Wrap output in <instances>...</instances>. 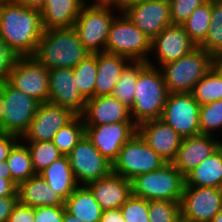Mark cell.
<instances>
[{"instance_id":"1","label":"cell","mask_w":222,"mask_h":222,"mask_svg":"<svg viewBox=\"0 0 222 222\" xmlns=\"http://www.w3.org/2000/svg\"><path fill=\"white\" fill-rule=\"evenodd\" d=\"M43 32L41 11L0 3V38L18 57H33Z\"/></svg>"},{"instance_id":"2","label":"cell","mask_w":222,"mask_h":222,"mask_svg":"<svg viewBox=\"0 0 222 222\" xmlns=\"http://www.w3.org/2000/svg\"><path fill=\"white\" fill-rule=\"evenodd\" d=\"M91 54L71 28L44 30L33 57L48 70L75 68Z\"/></svg>"},{"instance_id":"3","label":"cell","mask_w":222,"mask_h":222,"mask_svg":"<svg viewBox=\"0 0 222 222\" xmlns=\"http://www.w3.org/2000/svg\"><path fill=\"white\" fill-rule=\"evenodd\" d=\"M168 91L160 68L148 62L139 70L130 114L136 125L160 119Z\"/></svg>"},{"instance_id":"4","label":"cell","mask_w":222,"mask_h":222,"mask_svg":"<svg viewBox=\"0 0 222 222\" xmlns=\"http://www.w3.org/2000/svg\"><path fill=\"white\" fill-rule=\"evenodd\" d=\"M87 3L82 6L73 28L91 54L105 52L111 23L120 9L115 4Z\"/></svg>"},{"instance_id":"5","label":"cell","mask_w":222,"mask_h":222,"mask_svg":"<svg viewBox=\"0 0 222 222\" xmlns=\"http://www.w3.org/2000/svg\"><path fill=\"white\" fill-rule=\"evenodd\" d=\"M40 102L13 87L8 81L0 84V132L17 136L27 132Z\"/></svg>"},{"instance_id":"6","label":"cell","mask_w":222,"mask_h":222,"mask_svg":"<svg viewBox=\"0 0 222 222\" xmlns=\"http://www.w3.org/2000/svg\"><path fill=\"white\" fill-rule=\"evenodd\" d=\"M211 68L212 55L199 46L176 61L160 66L168 93H191Z\"/></svg>"},{"instance_id":"7","label":"cell","mask_w":222,"mask_h":222,"mask_svg":"<svg viewBox=\"0 0 222 222\" xmlns=\"http://www.w3.org/2000/svg\"><path fill=\"white\" fill-rule=\"evenodd\" d=\"M131 183L132 195L136 197L180 203L185 177L172 163H166L157 170L136 176Z\"/></svg>"},{"instance_id":"8","label":"cell","mask_w":222,"mask_h":222,"mask_svg":"<svg viewBox=\"0 0 222 222\" xmlns=\"http://www.w3.org/2000/svg\"><path fill=\"white\" fill-rule=\"evenodd\" d=\"M117 15L109 29L105 52L147 63L151 54V39L124 12L120 11Z\"/></svg>"},{"instance_id":"9","label":"cell","mask_w":222,"mask_h":222,"mask_svg":"<svg viewBox=\"0 0 222 222\" xmlns=\"http://www.w3.org/2000/svg\"><path fill=\"white\" fill-rule=\"evenodd\" d=\"M167 162L136 132L120 149L112 172L127 180L161 168Z\"/></svg>"},{"instance_id":"10","label":"cell","mask_w":222,"mask_h":222,"mask_svg":"<svg viewBox=\"0 0 222 222\" xmlns=\"http://www.w3.org/2000/svg\"><path fill=\"white\" fill-rule=\"evenodd\" d=\"M67 157L78 185H87L112 173V163L92 144L86 134Z\"/></svg>"},{"instance_id":"11","label":"cell","mask_w":222,"mask_h":222,"mask_svg":"<svg viewBox=\"0 0 222 222\" xmlns=\"http://www.w3.org/2000/svg\"><path fill=\"white\" fill-rule=\"evenodd\" d=\"M199 112L192 93H168L160 119L186 138L200 134Z\"/></svg>"},{"instance_id":"12","label":"cell","mask_w":222,"mask_h":222,"mask_svg":"<svg viewBox=\"0 0 222 222\" xmlns=\"http://www.w3.org/2000/svg\"><path fill=\"white\" fill-rule=\"evenodd\" d=\"M222 211V188L184 186L180 202L184 222H210Z\"/></svg>"},{"instance_id":"13","label":"cell","mask_w":222,"mask_h":222,"mask_svg":"<svg viewBox=\"0 0 222 222\" xmlns=\"http://www.w3.org/2000/svg\"><path fill=\"white\" fill-rule=\"evenodd\" d=\"M8 82L40 103L48 102V69L34 57H18L9 74Z\"/></svg>"},{"instance_id":"14","label":"cell","mask_w":222,"mask_h":222,"mask_svg":"<svg viewBox=\"0 0 222 222\" xmlns=\"http://www.w3.org/2000/svg\"><path fill=\"white\" fill-rule=\"evenodd\" d=\"M76 116L69 108L50 102L40 103L27 132L21 139L26 142L52 141L59 129Z\"/></svg>"},{"instance_id":"15","label":"cell","mask_w":222,"mask_h":222,"mask_svg":"<svg viewBox=\"0 0 222 222\" xmlns=\"http://www.w3.org/2000/svg\"><path fill=\"white\" fill-rule=\"evenodd\" d=\"M137 132L134 122L104 125H85V134L92 144L111 163L117 158L121 147Z\"/></svg>"},{"instance_id":"16","label":"cell","mask_w":222,"mask_h":222,"mask_svg":"<svg viewBox=\"0 0 222 222\" xmlns=\"http://www.w3.org/2000/svg\"><path fill=\"white\" fill-rule=\"evenodd\" d=\"M151 41L171 25L169 0H149L128 6L123 11Z\"/></svg>"},{"instance_id":"17","label":"cell","mask_w":222,"mask_h":222,"mask_svg":"<svg viewBox=\"0 0 222 222\" xmlns=\"http://www.w3.org/2000/svg\"><path fill=\"white\" fill-rule=\"evenodd\" d=\"M197 47L184 27L171 24L162 30L151 41V54L155 56L159 66L176 61Z\"/></svg>"},{"instance_id":"18","label":"cell","mask_w":222,"mask_h":222,"mask_svg":"<svg viewBox=\"0 0 222 222\" xmlns=\"http://www.w3.org/2000/svg\"><path fill=\"white\" fill-rule=\"evenodd\" d=\"M49 73L48 102L69 108L76 115L84 111L87 99L79 92L71 68H54Z\"/></svg>"},{"instance_id":"19","label":"cell","mask_w":222,"mask_h":222,"mask_svg":"<svg viewBox=\"0 0 222 222\" xmlns=\"http://www.w3.org/2000/svg\"><path fill=\"white\" fill-rule=\"evenodd\" d=\"M222 146L213 135L199 134L182 138L173 166L185 177Z\"/></svg>"},{"instance_id":"20","label":"cell","mask_w":222,"mask_h":222,"mask_svg":"<svg viewBox=\"0 0 222 222\" xmlns=\"http://www.w3.org/2000/svg\"><path fill=\"white\" fill-rule=\"evenodd\" d=\"M137 133L167 163H172L182 137L171 126L161 119L149 120L137 125Z\"/></svg>"},{"instance_id":"21","label":"cell","mask_w":222,"mask_h":222,"mask_svg":"<svg viewBox=\"0 0 222 222\" xmlns=\"http://www.w3.org/2000/svg\"><path fill=\"white\" fill-rule=\"evenodd\" d=\"M84 125H104L119 122H133L130 108L112 95L87 99L81 114Z\"/></svg>"},{"instance_id":"22","label":"cell","mask_w":222,"mask_h":222,"mask_svg":"<svg viewBox=\"0 0 222 222\" xmlns=\"http://www.w3.org/2000/svg\"><path fill=\"white\" fill-rule=\"evenodd\" d=\"M86 186L102 210L120 208L132 195L131 181L113 172Z\"/></svg>"},{"instance_id":"23","label":"cell","mask_w":222,"mask_h":222,"mask_svg":"<svg viewBox=\"0 0 222 222\" xmlns=\"http://www.w3.org/2000/svg\"><path fill=\"white\" fill-rule=\"evenodd\" d=\"M18 203L27 207L64 206L65 200L39 175L17 185Z\"/></svg>"},{"instance_id":"24","label":"cell","mask_w":222,"mask_h":222,"mask_svg":"<svg viewBox=\"0 0 222 222\" xmlns=\"http://www.w3.org/2000/svg\"><path fill=\"white\" fill-rule=\"evenodd\" d=\"M86 0H45L41 9L44 30L71 28Z\"/></svg>"},{"instance_id":"25","label":"cell","mask_w":222,"mask_h":222,"mask_svg":"<svg viewBox=\"0 0 222 222\" xmlns=\"http://www.w3.org/2000/svg\"><path fill=\"white\" fill-rule=\"evenodd\" d=\"M131 60L122 55L97 53L94 97L111 95L122 71Z\"/></svg>"},{"instance_id":"26","label":"cell","mask_w":222,"mask_h":222,"mask_svg":"<svg viewBox=\"0 0 222 222\" xmlns=\"http://www.w3.org/2000/svg\"><path fill=\"white\" fill-rule=\"evenodd\" d=\"M185 186L222 188V146L185 176Z\"/></svg>"},{"instance_id":"27","label":"cell","mask_w":222,"mask_h":222,"mask_svg":"<svg viewBox=\"0 0 222 222\" xmlns=\"http://www.w3.org/2000/svg\"><path fill=\"white\" fill-rule=\"evenodd\" d=\"M39 175L64 200L79 186L66 155L55 160L50 166L41 171Z\"/></svg>"},{"instance_id":"28","label":"cell","mask_w":222,"mask_h":222,"mask_svg":"<svg viewBox=\"0 0 222 222\" xmlns=\"http://www.w3.org/2000/svg\"><path fill=\"white\" fill-rule=\"evenodd\" d=\"M66 211L83 222H99L103 210L86 185H79L65 200Z\"/></svg>"},{"instance_id":"29","label":"cell","mask_w":222,"mask_h":222,"mask_svg":"<svg viewBox=\"0 0 222 222\" xmlns=\"http://www.w3.org/2000/svg\"><path fill=\"white\" fill-rule=\"evenodd\" d=\"M23 143L22 139H19L10 149L6 159L12 180L17 185L37 175L32 165L30 151L27 145H23Z\"/></svg>"},{"instance_id":"30","label":"cell","mask_w":222,"mask_h":222,"mask_svg":"<svg viewBox=\"0 0 222 222\" xmlns=\"http://www.w3.org/2000/svg\"><path fill=\"white\" fill-rule=\"evenodd\" d=\"M145 64L144 61H131L122 71L111 94L129 108L134 103L138 72Z\"/></svg>"},{"instance_id":"31","label":"cell","mask_w":222,"mask_h":222,"mask_svg":"<svg viewBox=\"0 0 222 222\" xmlns=\"http://www.w3.org/2000/svg\"><path fill=\"white\" fill-rule=\"evenodd\" d=\"M212 0L197 7L188 19L182 23L185 31L197 46L205 39L211 20Z\"/></svg>"},{"instance_id":"32","label":"cell","mask_w":222,"mask_h":222,"mask_svg":"<svg viewBox=\"0 0 222 222\" xmlns=\"http://www.w3.org/2000/svg\"><path fill=\"white\" fill-rule=\"evenodd\" d=\"M72 70L75 77V84L79 92L86 99L94 97L97 75V53L89 54Z\"/></svg>"},{"instance_id":"33","label":"cell","mask_w":222,"mask_h":222,"mask_svg":"<svg viewBox=\"0 0 222 222\" xmlns=\"http://www.w3.org/2000/svg\"><path fill=\"white\" fill-rule=\"evenodd\" d=\"M191 93L200 106L222 99V77L211 68L195 84Z\"/></svg>"},{"instance_id":"34","label":"cell","mask_w":222,"mask_h":222,"mask_svg":"<svg viewBox=\"0 0 222 222\" xmlns=\"http://www.w3.org/2000/svg\"><path fill=\"white\" fill-rule=\"evenodd\" d=\"M85 134V125L81 115H76L69 123L57 131L52 143L63 155H68Z\"/></svg>"},{"instance_id":"35","label":"cell","mask_w":222,"mask_h":222,"mask_svg":"<svg viewBox=\"0 0 222 222\" xmlns=\"http://www.w3.org/2000/svg\"><path fill=\"white\" fill-rule=\"evenodd\" d=\"M198 46L210 55L222 52V0H212L210 26L205 39Z\"/></svg>"},{"instance_id":"36","label":"cell","mask_w":222,"mask_h":222,"mask_svg":"<svg viewBox=\"0 0 222 222\" xmlns=\"http://www.w3.org/2000/svg\"><path fill=\"white\" fill-rule=\"evenodd\" d=\"M32 159L36 174L50 166L55 160L63 156L52 141H39L26 143Z\"/></svg>"},{"instance_id":"37","label":"cell","mask_w":222,"mask_h":222,"mask_svg":"<svg viewBox=\"0 0 222 222\" xmlns=\"http://www.w3.org/2000/svg\"><path fill=\"white\" fill-rule=\"evenodd\" d=\"M200 134L213 135L222 128V99L200 106Z\"/></svg>"},{"instance_id":"38","label":"cell","mask_w":222,"mask_h":222,"mask_svg":"<svg viewBox=\"0 0 222 222\" xmlns=\"http://www.w3.org/2000/svg\"><path fill=\"white\" fill-rule=\"evenodd\" d=\"M150 222H179L180 203L166 200L148 201Z\"/></svg>"},{"instance_id":"39","label":"cell","mask_w":222,"mask_h":222,"mask_svg":"<svg viewBox=\"0 0 222 222\" xmlns=\"http://www.w3.org/2000/svg\"><path fill=\"white\" fill-rule=\"evenodd\" d=\"M125 222H150L148 200L131 195L120 207Z\"/></svg>"},{"instance_id":"40","label":"cell","mask_w":222,"mask_h":222,"mask_svg":"<svg viewBox=\"0 0 222 222\" xmlns=\"http://www.w3.org/2000/svg\"><path fill=\"white\" fill-rule=\"evenodd\" d=\"M208 0H169L171 24L182 25L191 13Z\"/></svg>"},{"instance_id":"41","label":"cell","mask_w":222,"mask_h":222,"mask_svg":"<svg viewBox=\"0 0 222 222\" xmlns=\"http://www.w3.org/2000/svg\"><path fill=\"white\" fill-rule=\"evenodd\" d=\"M18 56L0 38V84L8 81L9 74Z\"/></svg>"},{"instance_id":"42","label":"cell","mask_w":222,"mask_h":222,"mask_svg":"<svg viewBox=\"0 0 222 222\" xmlns=\"http://www.w3.org/2000/svg\"><path fill=\"white\" fill-rule=\"evenodd\" d=\"M65 206H43L34 208L35 222H62Z\"/></svg>"},{"instance_id":"43","label":"cell","mask_w":222,"mask_h":222,"mask_svg":"<svg viewBox=\"0 0 222 222\" xmlns=\"http://www.w3.org/2000/svg\"><path fill=\"white\" fill-rule=\"evenodd\" d=\"M7 222H35L34 208L17 203Z\"/></svg>"},{"instance_id":"44","label":"cell","mask_w":222,"mask_h":222,"mask_svg":"<svg viewBox=\"0 0 222 222\" xmlns=\"http://www.w3.org/2000/svg\"><path fill=\"white\" fill-rule=\"evenodd\" d=\"M17 203L18 196L0 197V222H7Z\"/></svg>"},{"instance_id":"45","label":"cell","mask_w":222,"mask_h":222,"mask_svg":"<svg viewBox=\"0 0 222 222\" xmlns=\"http://www.w3.org/2000/svg\"><path fill=\"white\" fill-rule=\"evenodd\" d=\"M18 140L15 135L0 132V161L7 159L10 149Z\"/></svg>"},{"instance_id":"46","label":"cell","mask_w":222,"mask_h":222,"mask_svg":"<svg viewBox=\"0 0 222 222\" xmlns=\"http://www.w3.org/2000/svg\"><path fill=\"white\" fill-rule=\"evenodd\" d=\"M99 222H125L120 208L103 210Z\"/></svg>"},{"instance_id":"47","label":"cell","mask_w":222,"mask_h":222,"mask_svg":"<svg viewBox=\"0 0 222 222\" xmlns=\"http://www.w3.org/2000/svg\"><path fill=\"white\" fill-rule=\"evenodd\" d=\"M17 187L9 180L0 178V197L17 196Z\"/></svg>"},{"instance_id":"48","label":"cell","mask_w":222,"mask_h":222,"mask_svg":"<svg viewBox=\"0 0 222 222\" xmlns=\"http://www.w3.org/2000/svg\"><path fill=\"white\" fill-rule=\"evenodd\" d=\"M17 3L31 9H36L41 11L45 4V0H19Z\"/></svg>"},{"instance_id":"49","label":"cell","mask_w":222,"mask_h":222,"mask_svg":"<svg viewBox=\"0 0 222 222\" xmlns=\"http://www.w3.org/2000/svg\"><path fill=\"white\" fill-rule=\"evenodd\" d=\"M212 68L222 77V52L212 55Z\"/></svg>"},{"instance_id":"50","label":"cell","mask_w":222,"mask_h":222,"mask_svg":"<svg viewBox=\"0 0 222 222\" xmlns=\"http://www.w3.org/2000/svg\"><path fill=\"white\" fill-rule=\"evenodd\" d=\"M0 178L9 179L17 187V184L12 180L11 172L6 160L0 161Z\"/></svg>"},{"instance_id":"51","label":"cell","mask_w":222,"mask_h":222,"mask_svg":"<svg viewBox=\"0 0 222 222\" xmlns=\"http://www.w3.org/2000/svg\"><path fill=\"white\" fill-rule=\"evenodd\" d=\"M145 1L149 0H118L115 5L120 9L121 12H123L128 6Z\"/></svg>"},{"instance_id":"52","label":"cell","mask_w":222,"mask_h":222,"mask_svg":"<svg viewBox=\"0 0 222 222\" xmlns=\"http://www.w3.org/2000/svg\"><path fill=\"white\" fill-rule=\"evenodd\" d=\"M62 222H83V221L78 219L77 217L69 214L65 209V213H64V217H63Z\"/></svg>"},{"instance_id":"53","label":"cell","mask_w":222,"mask_h":222,"mask_svg":"<svg viewBox=\"0 0 222 222\" xmlns=\"http://www.w3.org/2000/svg\"><path fill=\"white\" fill-rule=\"evenodd\" d=\"M93 3L116 4L118 0H94Z\"/></svg>"},{"instance_id":"54","label":"cell","mask_w":222,"mask_h":222,"mask_svg":"<svg viewBox=\"0 0 222 222\" xmlns=\"http://www.w3.org/2000/svg\"><path fill=\"white\" fill-rule=\"evenodd\" d=\"M210 222H222V211H220Z\"/></svg>"},{"instance_id":"55","label":"cell","mask_w":222,"mask_h":222,"mask_svg":"<svg viewBox=\"0 0 222 222\" xmlns=\"http://www.w3.org/2000/svg\"><path fill=\"white\" fill-rule=\"evenodd\" d=\"M19 0H0V3H12V2H18Z\"/></svg>"}]
</instances>
